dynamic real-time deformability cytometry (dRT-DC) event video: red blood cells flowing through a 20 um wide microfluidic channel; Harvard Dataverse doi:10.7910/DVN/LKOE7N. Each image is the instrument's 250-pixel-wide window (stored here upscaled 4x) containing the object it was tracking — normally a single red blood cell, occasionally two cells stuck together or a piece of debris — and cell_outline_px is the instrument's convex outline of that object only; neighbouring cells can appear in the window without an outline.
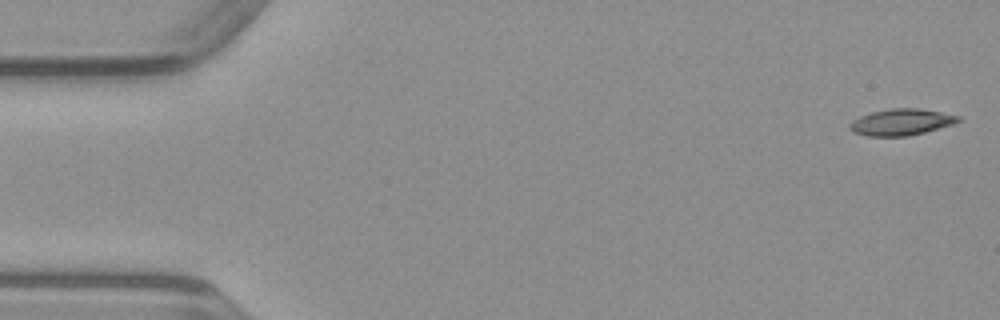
{"species": "common noctule bat (a hibernating species)", "species_latin": "Nyctalus noctula", "temperature_condition": "warm", "stored_images_in_passage": 9, "camera_frame_rate_fps": 3000, "um_per_image_px": 0.085, "animal": {"sex": "male", "body_mass_g": 23.1, "forearm_length_mm": 52.7}, "frame": {"image": 1, "passage_image": 1, "time_ms": 0.0, "image_size_px": [1000, 320], "cell_outline_px": [[960, 120], [952, 124], [924, 132], [908, 136], [868, 136], [852, 132], [848, 128], [848, 124], [852, 120], [860, 116], [872, 112], [892, 108], [916, 108], [940, 112], [960, 116]], "centroid_in_image_um": [76.55, 10.38], "position_along_channel_um": 8.5, "area_um2": 16.59}}